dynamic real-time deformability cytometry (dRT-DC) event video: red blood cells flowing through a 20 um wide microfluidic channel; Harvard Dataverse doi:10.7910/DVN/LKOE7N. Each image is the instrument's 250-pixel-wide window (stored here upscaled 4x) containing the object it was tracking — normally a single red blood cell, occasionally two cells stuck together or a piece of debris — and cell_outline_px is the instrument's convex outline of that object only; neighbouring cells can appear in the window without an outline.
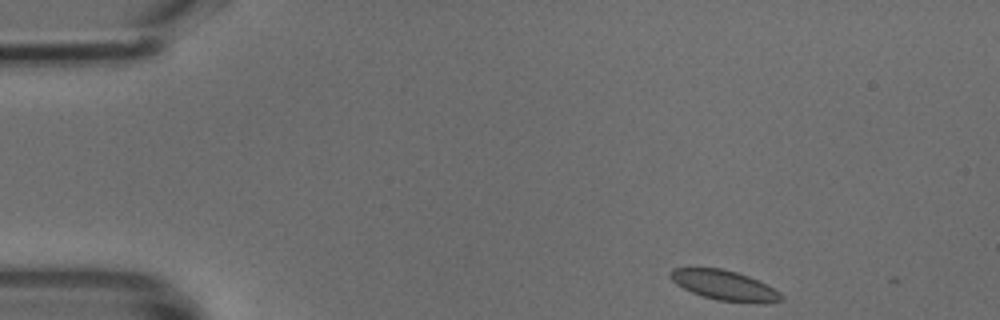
{"species": "common noctule bat (a hibernating species)", "species_latin": "Nyctalus noctula", "temperature_condition": "cold", "stored_images_in_passage": 2, "camera_frame_rate_fps": 3000, "um_per_image_px": 0.085, "animal": {"sex": "male", "body_mass_g": 18.8}, "frame": {"image": 1, "passage_image": 1, "time_ms": 0.0, "image_size_px": [1000, 320], "cell_outline_px": [[784, 300], [760, 304], [752, 304], [716, 300], [692, 292], [676, 284], [668, 276], [668, 272], [672, 268], [720, 268], [736, 272], [748, 276], [780, 292], [784, 296]], "centroid_in_image_um": [61.58, 24.27], "position_along_channel_um": 23.4, "area_um2": 19.42}}